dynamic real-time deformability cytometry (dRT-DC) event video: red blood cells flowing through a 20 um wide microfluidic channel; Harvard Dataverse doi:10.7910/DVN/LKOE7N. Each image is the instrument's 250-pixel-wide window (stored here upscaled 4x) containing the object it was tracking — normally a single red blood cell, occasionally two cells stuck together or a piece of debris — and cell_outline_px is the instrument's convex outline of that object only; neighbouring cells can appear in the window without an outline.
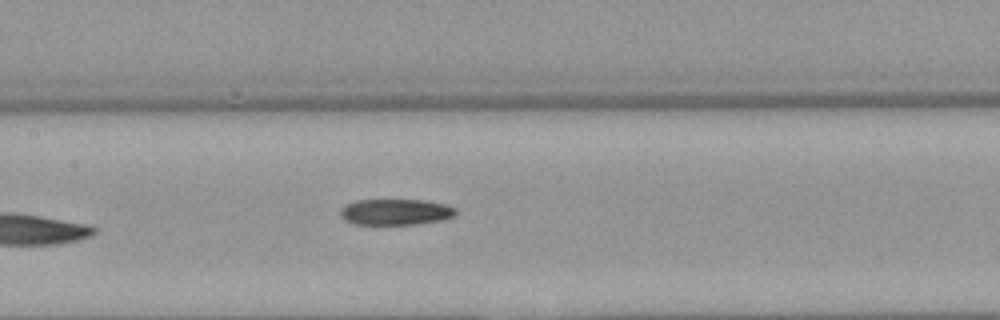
{"species": "Egyptian fruit bat (a non-hibernating species)", "species_latin": "Rousettus aegyptiacus", "temperature_condition": "warm", "stored_images_in_passage": 7, "camera_frame_rate_fps": 3000, "um_per_image_px": 0.085, "animal": {"sex": "female"}, "frame": {"image": 1, "passage_image": 7, "time_ms": 8.0, "image_size_px": [1000, 320], "cell_outline_px": [[456, 212], [452, 216], [440, 220], [420, 224], [352, 224], [344, 220], [340, 216], [340, 208], [344, 204], [356, 200], [424, 200], [444, 204], [456, 208]], "centroid_in_image_um": [33.56, 18.01], "position_along_channel_um": 173.8, "area_um2": 17.57}}